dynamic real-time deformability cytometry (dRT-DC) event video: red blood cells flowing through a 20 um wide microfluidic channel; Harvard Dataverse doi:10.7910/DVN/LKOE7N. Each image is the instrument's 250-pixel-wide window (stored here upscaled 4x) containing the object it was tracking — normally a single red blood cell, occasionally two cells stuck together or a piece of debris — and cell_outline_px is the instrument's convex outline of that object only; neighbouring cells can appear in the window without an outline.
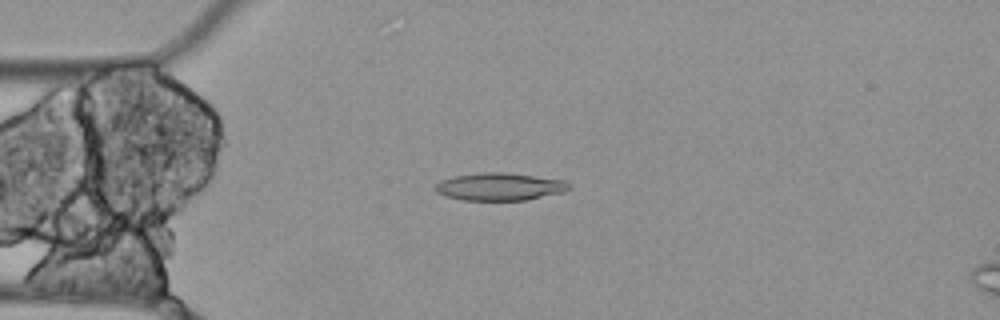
{"species": "Egyptian fruit bat (a non-hibernating species)", "species_latin": "Rousettus aegyptiacus", "temperature_condition": "cold", "stored_images_in_passage": 5, "camera_frame_rate_fps": 3000, "um_per_image_px": 0.085, "animal": {"sex": "female"}, "frame": {"image": 1, "passage_image": 4, "time_ms": 1.0, "image_size_px": [1000, 320], "cell_outline_px": [[572, 188], [564, 192], [528, 200], [464, 200], [444, 196], [436, 192], [432, 188], [432, 184], [440, 180], [452, 176], [484, 172], [504, 172], [564, 180], [572, 184]], "centroid_in_image_um": [42.44, 15.87], "position_along_channel_um": 42.6, "area_um2": 21.91}}